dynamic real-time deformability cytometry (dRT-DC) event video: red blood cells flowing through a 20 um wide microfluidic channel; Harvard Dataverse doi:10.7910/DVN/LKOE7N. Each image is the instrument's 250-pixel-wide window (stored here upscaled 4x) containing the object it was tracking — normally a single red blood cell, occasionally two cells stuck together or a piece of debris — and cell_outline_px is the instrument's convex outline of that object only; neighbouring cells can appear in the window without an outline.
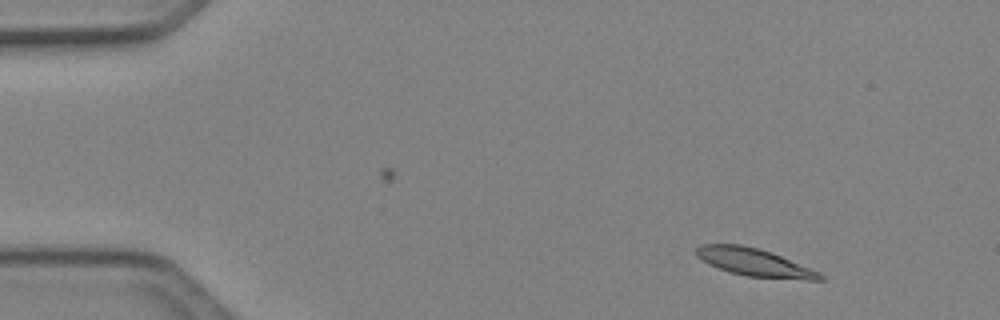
{"species": "Egyptian fruit bat (a non-hibernating species)", "species_latin": "Rousettus aegyptiacus", "temperature_condition": "cold", "stored_images_in_passage": 6, "camera_frame_rate_fps": 3000, "um_per_image_px": 0.085, "animal": {"sex": "female"}, "frame": {"image": 1, "passage_image": 2, "time_ms": 0.333, "image_size_px": [1000, 320], "cell_outline_px": [[824, 280], [808, 280], [744, 276], [708, 264], [696, 256], [696, 248], [700, 244], [740, 244], [760, 248], [772, 252], [820, 272], [824, 276]], "centroid_in_image_um": [64.13, 22.29], "position_along_channel_um": 20.9, "area_um2": 20.06}}
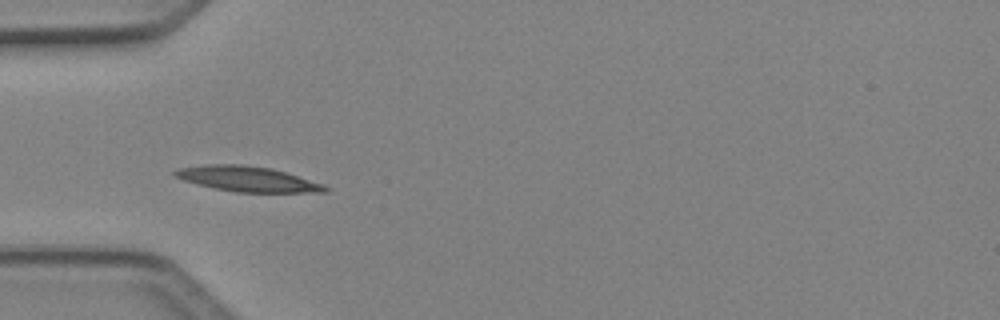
{"frame": {"image": 2, "passage_image": 5, "time_ms": 1.333, "image_size_px": [1000, 320], "cell_outline_px": [[332, 188], [328, 192], [236, 192], [196, 184], [172, 176], [172, 172], [176, 168], [204, 164], [244, 164], [272, 168], [324, 184]], "centroid_in_image_um": [21.02, 15.2], "position_along_channel_um": 64.0, "area_um2": 22.31}}
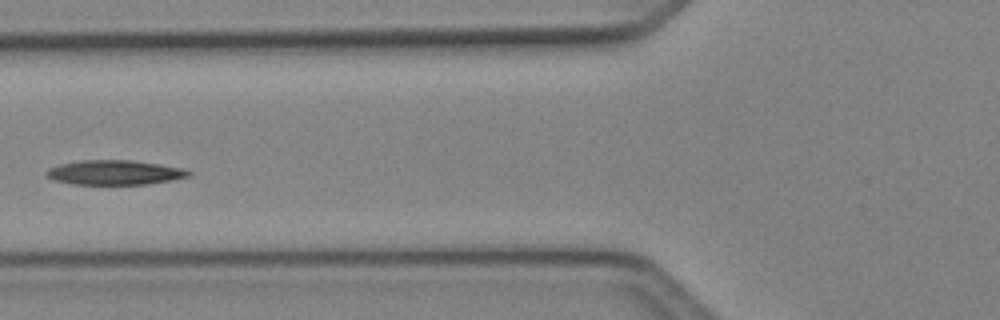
{"frame": {"image": 3, "passage_image": 6, "time_ms": 1.667, "image_size_px": [1000, 320], "cell_outline_px": [[192, 172], [188, 176], [172, 180], [148, 184], [72, 184], [56, 180], [44, 176], [44, 172], [48, 168], [60, 164], [80, 160], [132, 160], [160, 164], [184, 168]], "centroid_in_image_um": [9.72, 14.65], "position_along_channel_um": 116.1, "area_um2": 20.46}}